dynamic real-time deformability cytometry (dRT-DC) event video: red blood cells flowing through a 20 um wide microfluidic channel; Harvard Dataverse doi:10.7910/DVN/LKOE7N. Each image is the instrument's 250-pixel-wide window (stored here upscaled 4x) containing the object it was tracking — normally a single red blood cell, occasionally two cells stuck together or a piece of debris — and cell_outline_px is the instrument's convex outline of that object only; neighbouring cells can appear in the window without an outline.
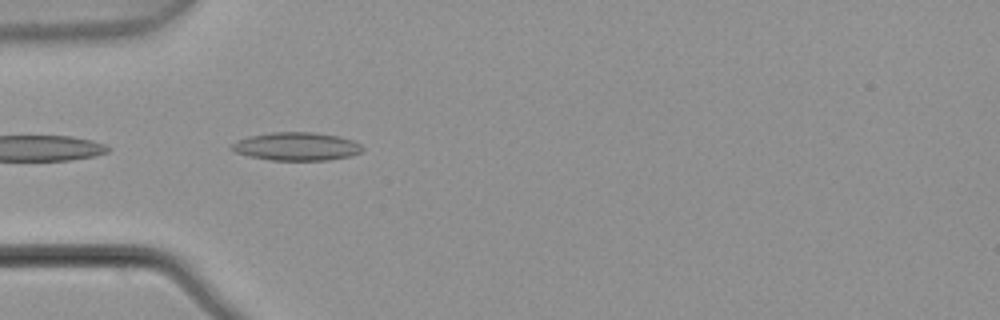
{"species": "common noctule bat (a hibernating species)", "species_latin": "Nyctalus noctula", "temperature_condition": "warm", "stored_images_in_passage": 8, "camera_frame_rate_fps": 3000, "um_per_image_px": 0.085, "animal": {"sex": "male", "body_mass_g": 21.5, "forearm_length_mm": 52.0}, "frame": {"image": 1, "passage_image": 5, "time_ms": 1.333, "image_size_px": [1000, 320], "cell_outline_px": [[364, 148], [360, 152], [352, 156], [328, 160], [272, 160], [248, 156], [236, 152], [228, 148], [236, 140], [252, 136], [272, 132], [312, 132], [340, 136], [352, 140], [360, 144]], "centroid_in_image_um": [25.21, 12.45], "position_along_channel_um": 59.8, "area_um2": 21.5}}
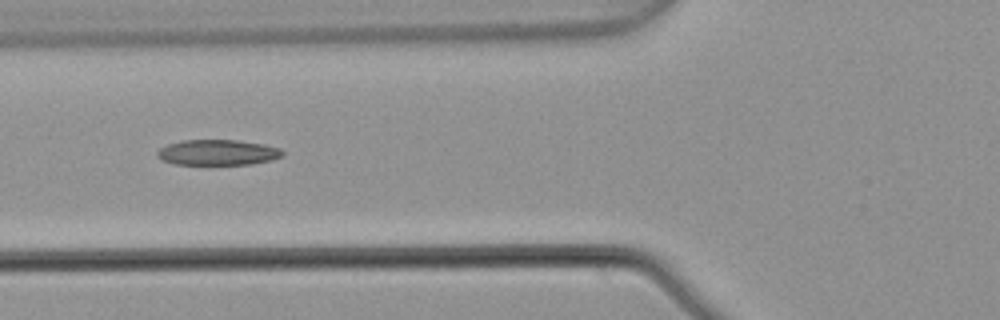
{"frame": {"image": 2, "passage_image": 6, "time_ms": 1.667, "image_size_px": [1000, 320], "cell_outline_px": [[284, 156], [272, 160], [252, 164], [176, 164], [160, 160], [156, 156], [156, 152], [160, 148], [168, 144], [184, 140], [236, 140], [264, 144], [280, 148], [284, 152]], "centroid_in_image_um": [18.52, 12.96], "position_along_channel_um": 107.3, "area_um2": 18.73}}
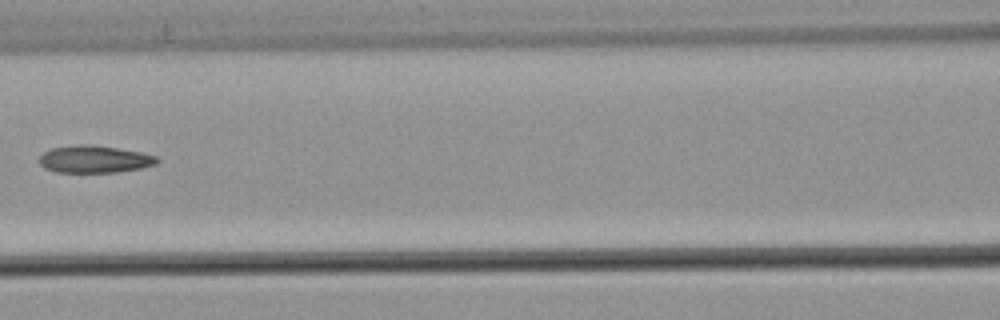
{"frame": {"image": 3, "passage_image": 7, "time_ms": 2.0, "image_size_px": [1000, 320], "cell_outline_px": [[160, 160], [156, 164], [140, 168], [116, 172], [56, 172], [44, 168], [36, 160], [44, 152], [52, 148], [80, 144], [92, 144], [140, 152], [156, 156]], "centroid_in_image_um": [7.99, 13.53], "position_along_channel_um": 158.6, "area_um2": 18.73}}